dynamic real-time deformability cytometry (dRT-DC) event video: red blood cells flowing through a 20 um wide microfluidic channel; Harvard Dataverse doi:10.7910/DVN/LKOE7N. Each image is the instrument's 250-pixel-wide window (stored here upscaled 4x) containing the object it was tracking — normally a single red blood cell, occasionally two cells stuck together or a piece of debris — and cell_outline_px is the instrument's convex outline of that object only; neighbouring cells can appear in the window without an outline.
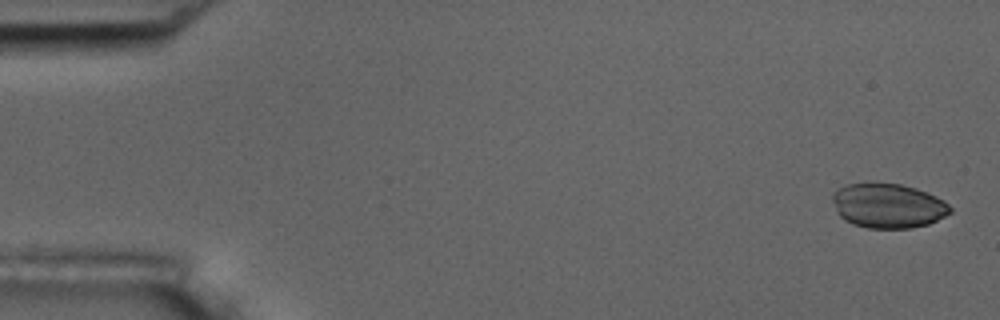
{"species": "common noctule bat (a hibernating species)", "species_latin": "Nyctalus noctula", "temperature_condition": "room temperature", "stored_images_in_passage": 6, "camera_frame_rate_fps": 3000, "um_per_image_px": 0.085, "animal": {"sex": "male", "body_mass_g": 17.5, "forearm_length_mm": 52.3}, "frame": {"image": 1, "passage_image": 1, "time_ms": 0.0, "image_size_px": [1000, 320], "cell_outline_px": [[952, 212], [928, 224], [912, 228], [868, 228], [852, 224], [844, 220], [836, 212], [832, 200], [832, 192], [848, 184], [868, 180], [900, 184], [916, 188], [936, 196], [944, 200], [952, 208]], "centroid_in_image_um": [75.45, 17.46], "position_along_channel_um": 9.6, "area_um2": 31.21}}
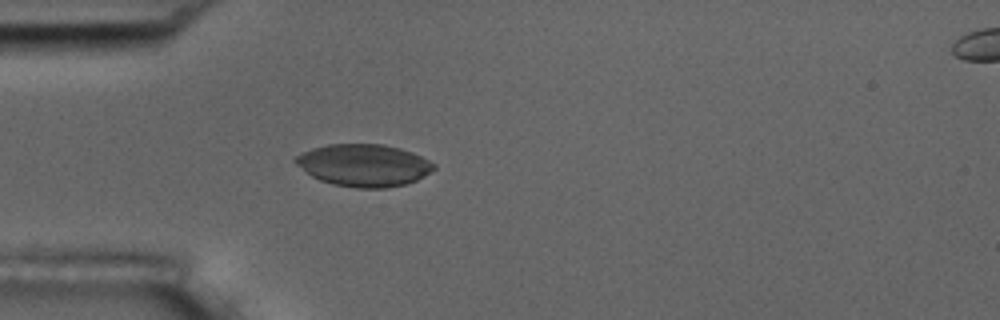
{"frame": {"image": 2, "passage_image": 5, "time_ms": 4.667, "image_size_px": [1000, 320], "cell_outline_px": [[436, 168], [424, 176], [416, 180], [404, 184], [388, 188], [356, 188], [332, 184], [320, 180], [312, 176], [296, 164], [292, 160], [300, 152], [312, 148], [328, 144], [384, 144], [400, 148], [412, 152], [436, 164]], "centroid_in_image_um": [30.91, 14.04], "position_along_channel_um": 54.1, "area_um2": 34.16}}